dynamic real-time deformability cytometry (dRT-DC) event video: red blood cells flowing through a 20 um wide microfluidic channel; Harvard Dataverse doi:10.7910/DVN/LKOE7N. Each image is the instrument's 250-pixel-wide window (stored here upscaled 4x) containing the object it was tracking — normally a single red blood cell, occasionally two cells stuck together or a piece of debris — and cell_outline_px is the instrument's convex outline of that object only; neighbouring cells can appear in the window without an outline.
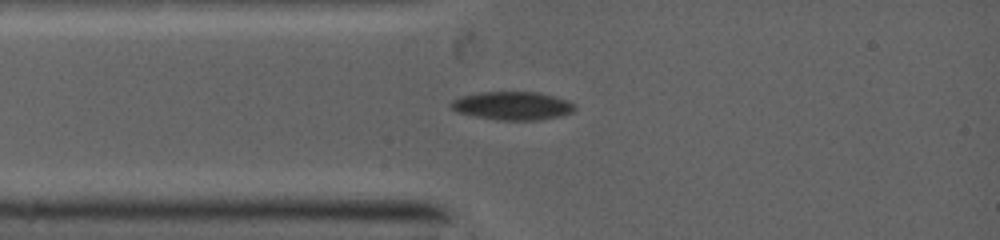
{"species": "common noctule bat (a hibernating species)", "species_latin": "Nyctalus noctula", "temperature_condition": "warm", "stored_images_in_passage": 14, "camera_frame_rate_fps": 5000, "um_per_image_px": 0.085, "animal": {"sex": "female", "body_mass_g": 19.0, "forearm_length_mm": 53.3}, "frame": {"image": 1, "passage_image": 4, "time_ms": 1.0, "image_size_px": [1000, 240], "cell_outline_px": [[576, 108], [568, 112], [556, 116], [532, 120], [504, 120], [476, 116], [460, 112], [452, 108], [452, 100], [464, 96], [484, 92], [536, 92], [568, 100]], "centroid_in_image_um": [43.55, 8.98], "position_along_channel_um": 41.4, "area_um2": 19.54}}
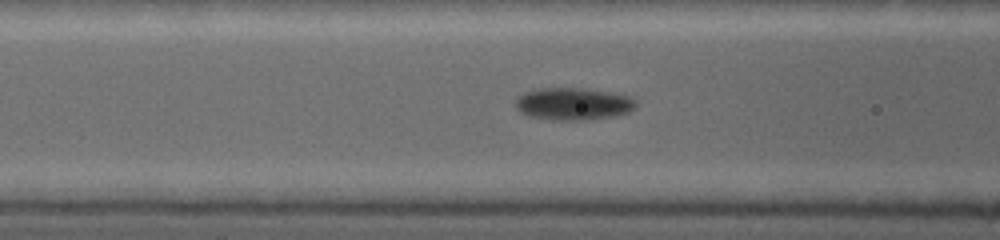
{"frame": {"image": 2, "passage_image": 10, "time_ms": 2.8, "image_size_px": [1000, 240], "cell_outline_px": [[636, 104], [632, 108], [624, 112], [608, 116], [532, 116], [524, 112], [516, 104], [516, 100], [520, 96], [528, 92], [548, 88], [572, 88], [604, 92], [628, 96], [636, 100]], "centroid_in_image_um": [48.75, 8.74], "position_along_channel_um": 117.9, "area_um2": 19.83}}
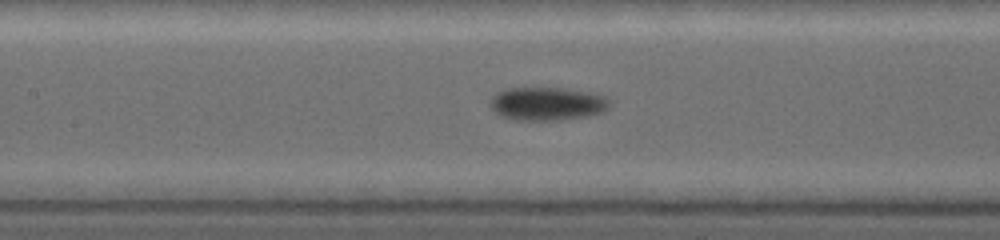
{"frame": {"image": 3, "passage_image": 13, "time_ms": 3.8, "image_size_px": [1000, 240], "cell_outline_px": [[604, 108], [596, 112], [556, 120], [516, 120], [504, 116], [496, 112], [492, 108], [492, 96], [500, 92], [512, 88], [556, 88], [580, 92], [600, 96], [604, 100]], "centroid_in_image_um": [46.32, 8.82], "position_along_channel_um": 161.1, "area_um2": 21.33}}